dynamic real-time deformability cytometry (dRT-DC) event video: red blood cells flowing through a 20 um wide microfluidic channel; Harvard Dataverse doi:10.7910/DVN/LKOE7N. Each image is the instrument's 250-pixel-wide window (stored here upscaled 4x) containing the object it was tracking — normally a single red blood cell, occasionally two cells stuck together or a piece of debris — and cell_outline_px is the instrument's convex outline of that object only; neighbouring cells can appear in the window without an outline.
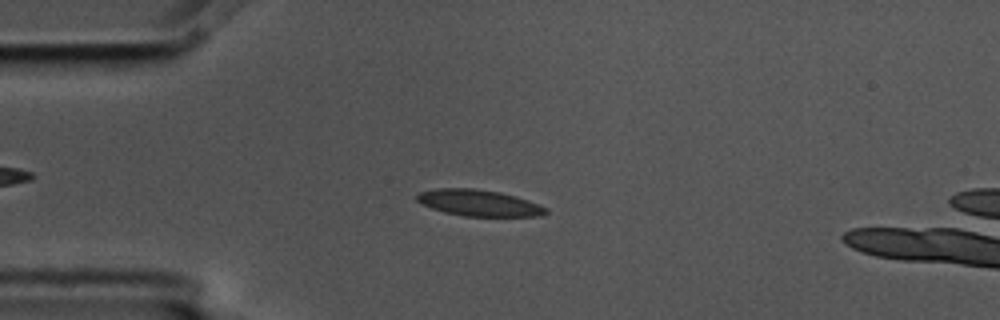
{"species": "common noctule bat (a hibernating species)", "species_latin": "Nyctalus noctula", "temperature_condition": "cold", "stored_images_in_passage": 9, "camera_frame_rate_fps": 3000, "um_per_image_px": 0.085, "animal": {"sex": "male", "body_mass_g": 17.5, "forearm_length_mm": 52.3}, "frame": {"image": 1, "passage_image": 3, "time_ms": 0.667, "image_size_px": [1000, 320], "cell_outline_px": [[548, 212], [544, 216], [464, 216], [444, 212], [432, 208], [416, 200], [416, 196], [420, 192], [440, 188], [472, 188], [500, 192], [516, 196], [528, 200], [548, 208]], "centroid_in_image_um": [40.75, 17.25], "position_along_channel_um": 44.3, "area_um2": 19.71}}
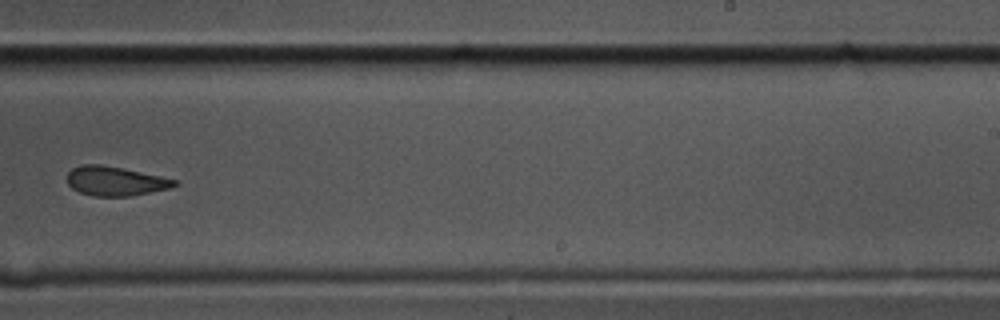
{"frame": {"image": 2, "passage_image": 9, "time_ms": 2.667, "image_size_px": [1000, 320], "cell_outline_px": [[180, 184], [172, 188], [128, 196], [92, 196], [80, 192], [72, 188], [68, 184], [68, 172], [72, 168], [84, 164], [100, 164], [124, 168], [160, 176], [176, 180]], "centroid_in_image_um": [9.81, 15.39], "position_along_channel_um": 279.2, "area_um2": 18.32}}